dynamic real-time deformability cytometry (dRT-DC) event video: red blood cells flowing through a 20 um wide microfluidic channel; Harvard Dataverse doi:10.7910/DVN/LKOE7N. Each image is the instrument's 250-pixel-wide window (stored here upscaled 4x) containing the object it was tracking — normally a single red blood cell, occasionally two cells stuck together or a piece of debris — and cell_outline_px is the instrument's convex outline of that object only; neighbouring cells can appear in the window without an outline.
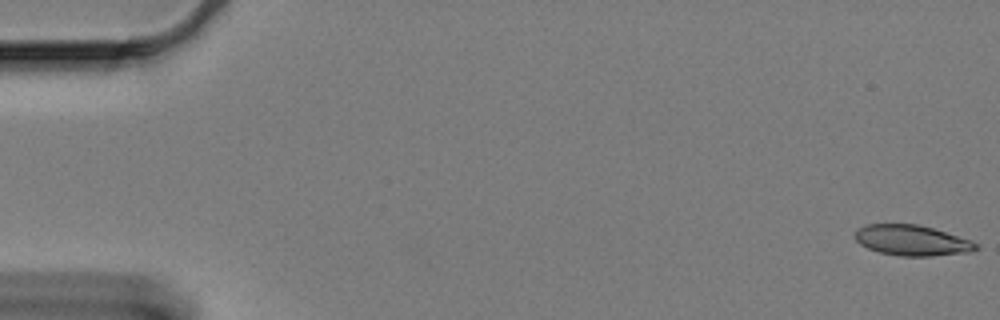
{"species": "Egyptian fruit bat (a non-hibernating species)", "species_latin": "Rousettus aegyptiacus", "temperature_condition": "cold", "stored_images_in_passage": 61, "camera_frame_rate_fps": 3000, "um_per_image_px": 0.085, "animal": {"sex": "female"}, "frame": {"image": 1, "passage_image": 1, "time_ms": 0.0, "image_size_px": [1000, 320], "cell_outline_px": [[980, 248], [972, 252], [932, 256], [900, 256], [880, 252], [868, 248], [860, 244], [856, 240], [856, 228], [864, 224], [916, 224], [932, 228], [972, 240]], "centroid_in_image_um": [77.52, 20.43], "position_along_channel_um": 7.5, "area_um2": 21.56}}
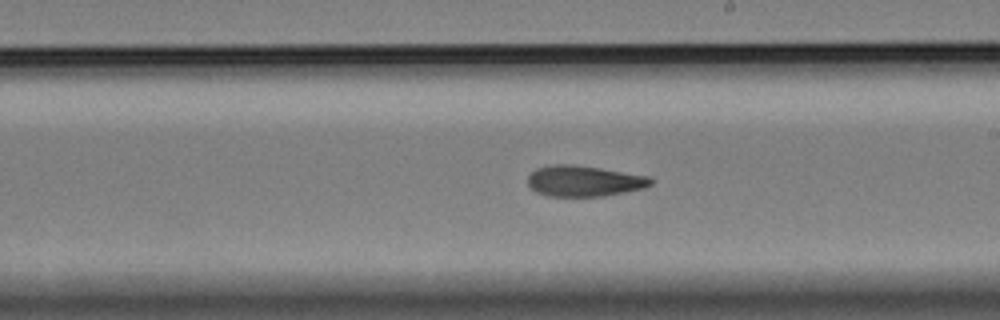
{"frame": {"image": 2, "passage_image": 35, "time_ms": 11.333, "image_size_px": [1000, 320], "cell_outline_px": [[652, 184], [644, 188], [604, 196], [548, 196], [536, 192], [528, 184], [528, 176], [536, 168], [552, 164], [572, 164], [600, 168], [648, 176], [652, 180]], "centroid_in_image_um": [49.62, 15.38], "position_along_channel_um": 239.4, "area_um2": 22.02}}
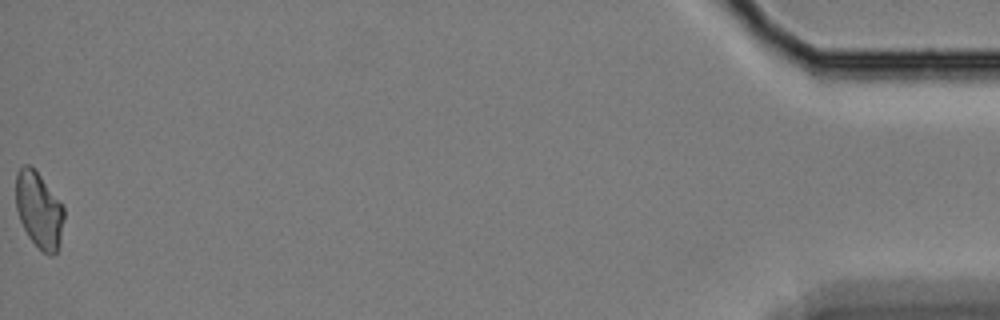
{"frame": {"image": 3, "passage_image": 61, "time_ms": 20.0, "image_size_px": [1000, 320], "cell_outline_px": [[64, 220], [60, 244], [56, 252], [52, 256], [48, 256], [28, 236], [20, 220], [16, 208], [16, 172], [24, 164], [28, 164], [40, 176], [64, 208]], "centroid_in_image_um": [3.31, 17.88], "position_along_channel_um": 431.9, "area_um2": 21.04}, "authors_computed_cell_mechanics": {"area_um2": 22.1952, "velocity_mm_per_s": 3.305, "shape_relaxation_time_tau1_ms": null, "shape_relaxation_time_tau2_ms": 6.6321, "deformation_change_tau1": null, "deformation_change_tau2": 0.1288}}